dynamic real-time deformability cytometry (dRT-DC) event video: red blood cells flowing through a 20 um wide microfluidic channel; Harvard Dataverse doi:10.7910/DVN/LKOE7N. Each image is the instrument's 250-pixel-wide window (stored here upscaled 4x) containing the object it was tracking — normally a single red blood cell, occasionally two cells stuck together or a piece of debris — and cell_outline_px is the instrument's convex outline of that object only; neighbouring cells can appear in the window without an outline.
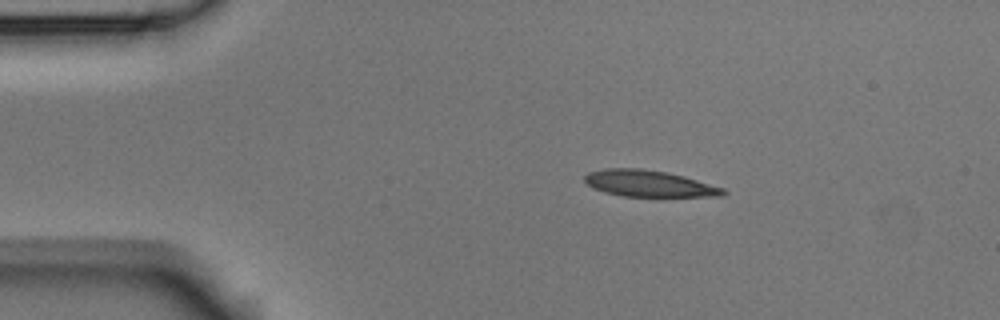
{"species": "Egyptian fruit bat (a non-hibernating species)", "species_latin": "Rousettus aegyptiacus", "temperature_condition": "room temperature", "stored_images_in_passage": 2, "camera_frame_rate_fps": 3000, "um_per_image_px": 0.085, "animal": {"sex": "male"}, "frame": {"image": 1, "passage_image": 2, "time_ms": 0.333, "image_size_px": [1000, 320], "cell_outline_px": [[728, 192], [724, 196], [624, 196], [604, 192], [588, 184], [584, 180], [584, 176], [588, 172], [604, 168], [640, 168], [664, 172], [684, 176], [724, 188]], "centroid_in_image_um": [55.17, 15.59], "position_along_channel_um": 29.8, "area_um2": 21.15}}